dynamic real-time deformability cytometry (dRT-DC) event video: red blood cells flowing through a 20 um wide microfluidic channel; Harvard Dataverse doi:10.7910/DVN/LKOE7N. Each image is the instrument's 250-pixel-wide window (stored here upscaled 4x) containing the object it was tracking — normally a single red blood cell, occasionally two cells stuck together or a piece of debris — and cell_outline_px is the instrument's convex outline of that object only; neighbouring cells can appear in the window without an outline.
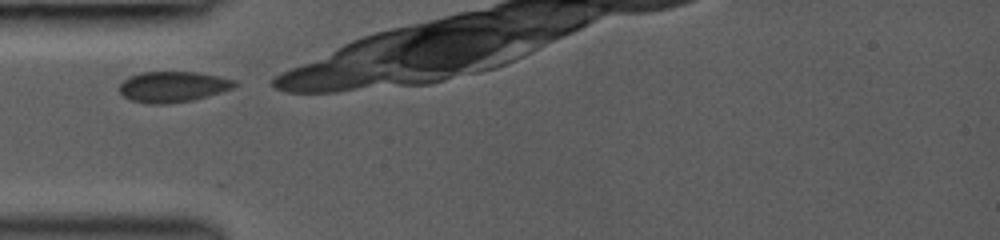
{"species": "common noctule bat (a hibernating species)", "species_latin": "Nyctalus noctula", "temperature_condition": "room temperature", "stored_images_in_passage": 3, "camera_frame_rate_fps": 3000, "um_per_image_px": 0.085, "animal": {"sex": "female", "body_mass_g": 19.0, "forearm_length_mm": 53.3}, "frame": {"image": 1, "passage_image": 1, "time_ms": 0.0, "image_size_px": [1000, 240], "cell_outline_px": [[236, 84], [232, 88], [220, 92], [192, 100], [164, 104], [148, 104], [132, 100], [124, 96], [120, 92], [120, 84], [128, 76], [140, 72], [196, 72], [236, 80]], "centroid_in_image_um": [14.65, 7.37], "position_along_channel_um": 70.3, "area_um2": 20.4}}